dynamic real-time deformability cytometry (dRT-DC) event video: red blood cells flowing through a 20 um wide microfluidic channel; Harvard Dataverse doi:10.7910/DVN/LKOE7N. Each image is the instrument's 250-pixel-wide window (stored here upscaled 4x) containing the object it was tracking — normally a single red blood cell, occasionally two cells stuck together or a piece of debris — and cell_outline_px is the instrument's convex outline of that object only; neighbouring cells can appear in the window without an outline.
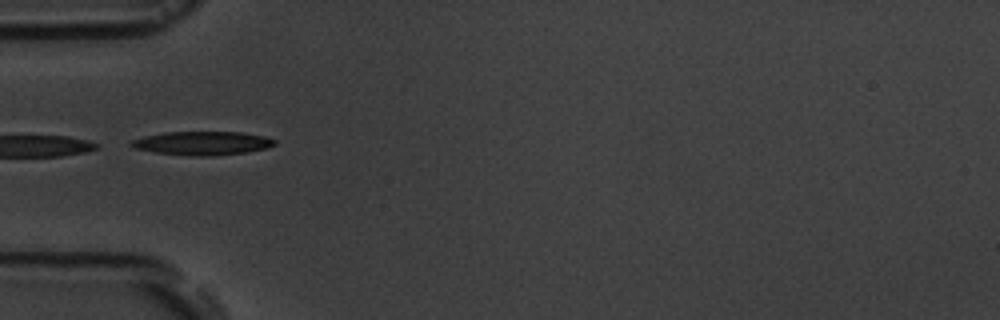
{"species": "common noctule bat (a hibernating species)", "species_latin": "Nyctalus noctula", "temperature_condition": "room temperature", "stored_images_in_passage": 10, "camera_frame_rate_fps": 3000, "um_per_image_px": 0.085, "animal": {"sex": "male", "body_mass_g": 19.5, "forearm_length_mm": 54.6}, "frame": {"image": 1, "passage_image": 5, "time_ms": 5.333, "image_size_px": [1000, 320], "cell_outline_px": [[276, 144], [268, 148], [244, 152], [208, 156], [192, 156], [156, 152], [136, 148], [128, 144], [128, 140], [144, 136], [164, 132], [240, 132], [264, 136], [276, 140]], "centroid_in_image_um": [17.17, 12.16], "position_along_channel_um": 67.8, "area_um2": 19.71}}
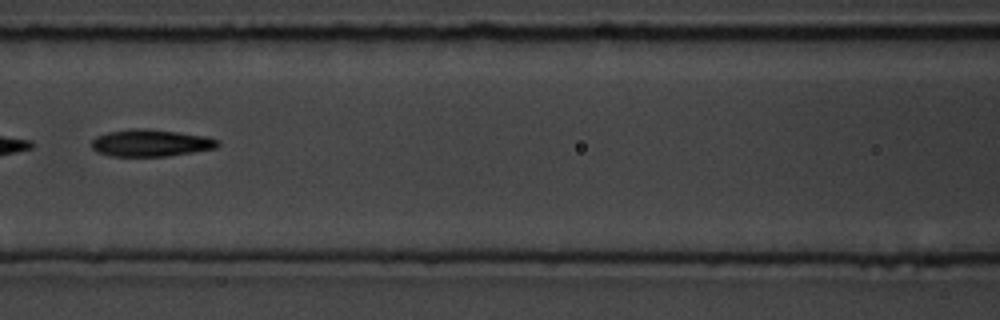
{"frame": {"image": 2, "passage_image": 7, "time_ms": 7.667, "image_size_px": [1000, 320], "cell_outline_px": [[220, 144], [216, 148], [168, 156], [112, 156], [96, 152], [92, 148], [92, 140], [96, 136], [108, 132], [128, 128], [144, 128], [208, 136], [220, 140]], "centroid_in_image_um": [12.82, 12.14], "position_along_channel_um": 153.8, "area_um2": 20.0}}